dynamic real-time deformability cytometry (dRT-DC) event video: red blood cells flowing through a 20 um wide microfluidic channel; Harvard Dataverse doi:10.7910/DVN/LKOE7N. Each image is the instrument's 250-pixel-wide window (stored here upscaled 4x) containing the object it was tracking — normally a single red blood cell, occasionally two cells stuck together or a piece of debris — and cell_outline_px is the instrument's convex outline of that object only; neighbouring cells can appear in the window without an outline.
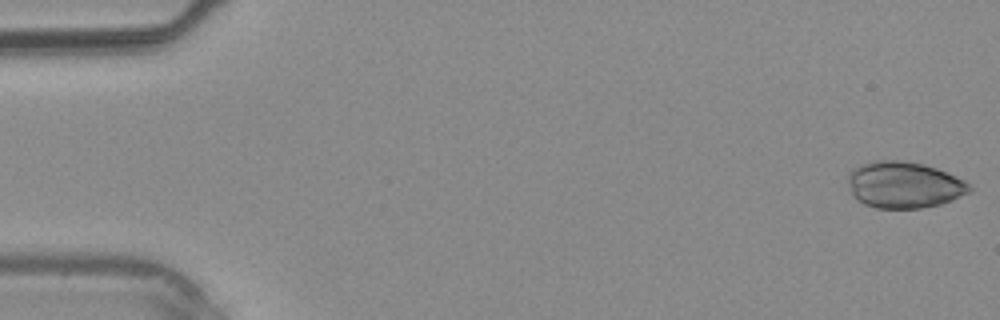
{"species": "common noctule bat (a hibernating species)", "species_latin": "Nyctalus noctula", "temperature_condition": "warm", "stored_images_in_passage": 4, "camera_frame_rate_fps": 3000, "um_per_image_px": 0.085, "animal": {"sex": "male", "body_mass_g": 20.4}, "frame": {"image": 1, "passage_image": 1, "time_ms": 0.0, "image_size_px": [1000, 320], "cell_outline_px": [[972, 188], [968, 192], [952, 200], [940, 204], [920, 208], [876, 208], [864, 204], [856, 200], [852, 196], [848, 184], [848, 172], [852, 168], [876, 160], [904, 160], [924, 164], [936, 168], [956, 176], [964, 180]], "centroid_in_image_um": [76.8, 15.71], "position_along_channel_um": 8.2, "area_um2": 33.0}}
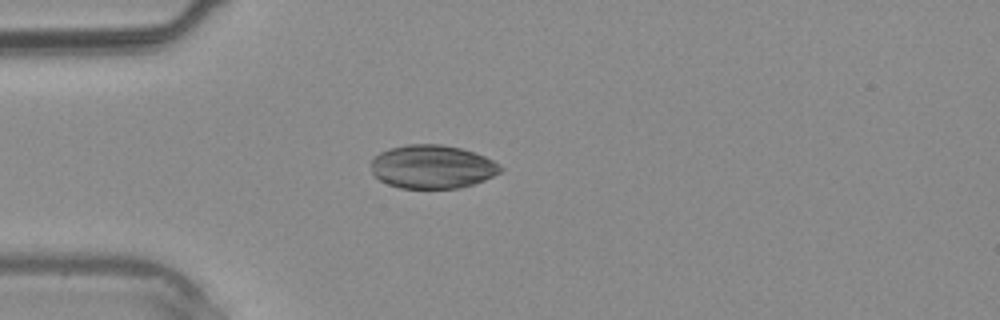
{"frame": {"image": 2, "passage_image": 4, "time_ms": 3.333, "image_size_px": [1000, 320], "cell_outline_px": [[504, 168], [500, 172], [484, 180], [460, 188], [400, 188], [388, 184], [380, 180], [372, 172], [372, 160], [380, 152], [388, 148], [408, 144], [440, 144], [460, 148], [476, 152], [500, 164]], "centroid_in_image_um": [36.76, 14.17], "position_along_channel_um": 48.2, "area_um2": 32.77}}